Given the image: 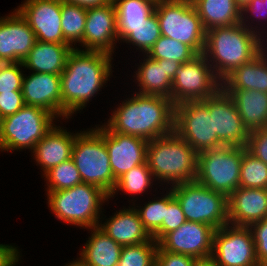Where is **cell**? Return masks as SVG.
<instances>
[{
  "label": "cell",
  "instance_id": "obj_41",
  "mask_svg": "<svg viewBox=\"0 0 267 266\" xmlns=\"http://www.w3.org/2000/svg\"><path fill=\"white\" fill-rule=\"evenodd\" d=\"M248 14H250V15H248ZM252 17L258 18V19L260 17L261 19H264V21L266 22V20H267V18H266L267 17V0H251L243 9H241L240 23L243 24L247 29L252 30L256 34H258L262 38L263 37L262 34L264 32L261 31V33H260L261 29H258L257 28L258 26L253 27V25H252V23H254L253 21H257V20L256 19L252 20ZM246 18L252 22L249 24L248 23L249 21ZM257 30H259V31H257Z\"/></svg>",
  "mask_w": 267,
  "mask_h": 266
},
{
  "label": "cell",
  "instance_id": "obj_31",
  "mask_svg": "<svg viewBox=\"0 0 267 266\" xmlns=\"http://www.w3.org/2000/svg\"><path fill=\"white\" fill-rule=\"evenodd\" d=\"M87 8L75 4L62 3L61 24L63 37L72 48L73 44L82 43Z\"/></svg>",
  "mask_w": 267,
  "mask_h": 266
},
{
  "label": "cell",
  "instance_id": "obj_34",
  "mask_svg": "<svg viewBox=\"0 0 267 266\" xmlns=\"http://www.w3.org/2000/svg\"><path fill=\"white\" fill-rule=\"evenodd\" d=\"M239 187L267 189V165L243 147Z\"/></svg>",
  "mask_w": 267,
  "mask_h": 266
},
{
  "label": "cell",
  "instance_id": "obj_16",
  "mask_svg": "<svg viewBox=\"0 0 267 266\" xmlns=\"http://www.w3.org/2000/svg\"><path fill=\"white\" fill-rule=\"evenodd\" d=\"M118 39L117 13L113 1L99 7L87 8L81 46L83 51H100L112 55Z\"/></svg>",
  "mask_w": 267,
  "mask_h": 266
},
{
  "label": "cell",
  "instance_id": "obj_32",
  "mask_svg": "<svg viewBox=\"0 0 267 266\" xmlns=\"http://www.w3.org/2000/svg\"><path fill=\"white\" fill-rule=\"evenodd\" d=\"M153 179L154 177L147 162L139 164L117 179L116 185L109 195V199L111 197L113 198L119 190L125 191V194L129 195H141L153 185Z\"/></svg>",
  "mask_w": 267,
  "mask_h": 266
},
{
  "label": "cell",
  "instance_id": "obj_24",
  "mask_svg": "<svg viewBox=\"0 0 267 266\" xmlns=\"http://www.w3.org/2000/svg\"><path fill=\"white\" fill-rule=\"evenodd\" d=\"M134 204L129 208L116 211L114 216L98 225L110 238L119 245L129 246L152 240V236L145 229Z\"/></svg>",
  "mask_w": 267,
  "mask_h": 266
},
{
  "label": "cell",
  "instance_id": "obj_49",
  "mask_svg": "<svg viewBox=\"0 0 267 266\" xmlns=\"http://www.w3.org/2000/svg\"><path fill=\"white\" fill-rule=\"evenodd\" d=\"M240 9H243L251 0H234Z\"/></svg>",
  "mask_w": 267,
  "mask_h": 266
},
{
  "label": "cell",
  "instance_id": "obj_12",
  "mask_svg": "<svg viewBox=\"0 0 267 266\" xmlns=\"http://www.w3.org/2000/svg\"><path fill=\"white\" fill-rule=\"evenodd\" d=\"M222 88V80L215 74L203 54L184 62L172 80L171 100L174 105L187 101L205 100Z\"/></svg>",
  "mask_w": 267,
  "mask_h": 266
},
{
  "label": "cell",
  "instance_id": "obj_27",
  "mask_svg": "<svg viewBox=\"0 0 267 266\" xmlns=\"http://www.w3.org/2000/svg\"><path fill=\"white\" fill-rule=\"evenodd\" d=\"M90 229L91 236L81 249L78 259L85 266H116L120 259L122 246L98 226Z\"/></svg>",
  "mask_w": 267,
  "mask_h": 266
},
{
  "label": "cell",
  "instance_id": "obj_36",
  "mask_svg": "<svg viewBox=\"0 0 267 266\" xmlns=\"http://www.w3.org/2000/svg\"><path fill=\"white\" fill-rule=\"evenodd\" d=\"M157 249L158 242L154 239L136 245L123 246L116 266H155Z\"/></svg>",
  "mask_w": 267,
  "mask_h": 266
},
{
  "label": "cell",
  "instance_id": "obj_22",
  "mask_svg": "<svg viewBox=\"0 0 267 266\" xmlns=\"http://www.w3.org/2000/svg\"><path fill=\"white\" fill-rule=\"evenodd\" d=\"M135 71L136 84L140 94L156 95L171 99L172 80L180 62L172 60H153L146 54ZM147 57V58H146ZM146 58V59H145Z\"/></svg>",
  "mask_w": 267,
  "mask_h": 266
},
{
  "label": "cell",
  "instance_id": "obj_13",
  "mask_svg": "<svg viewBox=\"0 0 267 266\" xmlns=\"http://www.w3.org/2000/svg\"><path fill=\"white\" fill-rule=\"evenodd\" d=\"M211 256L217 266H260L249 226L228 223L217 229Z\"/></svg>",
  "mask_w": 267,
  "mask_h": 266
},
{
  "label": "cell",
  "instance_id": "obj_35",
  "mask_svg": "<svg viewBox=\"0 0 267 266\" xmlns=\"http://www.w3.org/2000/svg\"><path fill=\"white\" fill-rule=\"evenodd\" d=\"M161 30L156 14L153 12L143 24L130 27V33L122 40L123 43H132L136 49L147 54L154 43L160 38Z\"/></svg>",
  "mask_w": 267,
  "mask_h": 266
},
{
  "label": "cell",
  "instance_id": "obj_20",
  "mask_svg": "<svg viewBox=\"0 0 267 266\" xmlns=\"http://www.w3.org/2000/svg\"><path fill=\"white\" fill-rule=\"evenodd\" d=\"M21 91L25 105L42 108L61 118L60 75L36 72L24 75Z\"/></svg>",
  "mask_w": 267,
  "mask_h": 266
},
{
  "label": "cell",
  "instance_id": "obj_46",
  "mask_svg": "<svg viewBox=\"0 0 267 266\" xmlns=\"http://www.w3.org/2000/svg\"><path fill=\"white\" fill-rule=\"evenodd\" d=\"M12 245L0 244V266H15L19 262L20 253Z\"/></svg>",
  "mask_w": 267,
  "mask_h": 266
},
{
  "label": "cell",
  "instance_id": "obj_25",
  "mask_svg": "<svg viewBox=\"0 0 267 266\" xmlns=\"http://www.w3.org/2000/svg\"><path fill=\"white\" fill-rule=\"evenodd\" d=\"M69 44L38 41L22 61L23 67L36 73L60 75L73 50Z\"/></svg>",
  "mask_w": 267,
  "mask_h": 266
},
{
  "label": "cell",
  "instance_id": "obj_28",
  "mask_svg": "<svg viewBox=\"0 0 267 266\" xmlns=\"http://www.w3.org/2000/svg\"><path fill=\"white\" fill-rule=\"evenodd\" d=\"M235 102L248 131L267 127V93L256 90H225Z\"/></svg>",
  "mask_w": 267,
  "mask_h": 266
},
{
  "label": "cell",
  "instance_id": "obj_48",
  "mask_svg": "<svg viewBox=\"0 0 267 266\" xmlns=\"http://www.w3.org/2000/svg\"><path fill=\"white\" fill-rule=\"evenodd\" d=\"M190 266H217L212 256L194 258Z\"/></svg>",
  "mask_w": 267,
  "mask_h": 266
},
{
  "label": "cell",
  "instance_id": "obj_7",
  "mask_svg": "<svg viewBox=\"0 0 267 266\" xmlns=\"http://www.w3.org/2000/svg\"><path fill=\"white\" fill-rule=\"evenodd\" d=\"M154 13L162 36L190 46L197 54L203 53L206 30L191 0H158Z\"/></svg>",
  "mask_w": 267,
  "mask_h": 266
},
{
  "label": "cell",
  "instance_id": "obj_19",
  "mask_svg": "<svg viewBox=\"0 0 267 266\" xmlns=\"http://www.w3.org/2000/svg\"><path fill=\"white\" fill-rule=\"evenodd\" d=\"M105 145L110 157V168L117 180L133 167L146 162L148 141L131 135L113 132L106 124Z\"/></svg>",
  "mask_w": 267,
  "mask_h": 266
},
{
  "label": "cell",
  "instance_id": "obj_43",
  "mask_svg": "<svg viewBox=\"0 0 267 266\" xmlns=\"http://www.w3.org/2000/svg\"><path fill=\"white\" fill-rule=\"evenodd\" d=\"M246 149L267 165V127L249 131Z\"/></svg>",
  "mask_w": 267,
  "mask_h": 266
},
{
  "label": "cell",
  "instance_id": "obj_50",
  "mask_svg": "<svg viewBox=\"0 0 267 266\" xmlns=\"http://www.w3.org/2000/svg\"><path fill=\"white\" fill-rule=\"evenodd\" d=\"M65 266H85L78 258Z\"/></svg>",
  "mask_w": 267,
  "mask_h": 266
},
{
  "label": "cell",
  "instance_id": "obj_21",
  "mask_svg": "<svg viewBox=\"0 0 267 266\" xmlns=\"http://www.w3.org/2000/svg\"><path fill=\"white\" fill-rule=\"evenodd\" d=\"M267 217V189L238 187L228 197V223L250 226Z\"/></svg>",
  "mask_w": 267,
  "mask_h": 266
},
{
  "label": "cell",
  "instance_id": "obj_30",
  "mask_svg": "<svg viewBox=\"0 0 267 266\" xmlns=\"http://www.w3.org/2000/svg\"><path fill=\"white\" fill-rule=\"evenodd\" d=\"M117 13L118 39L123 40L129 33L130 27H136L154 12L158 0H111Z\"/></svg>",
  "mask_w": 267,
  "mask_h": 266
},
{
  "label": "cell",
  "instance_id": "obj_44",
  "mask_svg": "<svg viewBox=\"0 0 267 266\" xmlns=\"http://www.w3.org/2000/svg\"><path fill=\"white\" fill-rule=\"evenodd\" d=\"M24 105L22 91L0 93V118L15 114Z\"/></svg>",
  "mask_w": 267,
  "mask_h": 266
},
{
  "label": "cell",
  "instance_id": "obj_2",
  "mask_svg": "<svg viewBox=\"0 0 267 266\" xmlns=\"http://www.w3.org/2000/svg\"><path fill=\"white\" fill-rule=\"evenodd\" d=\"M134 95L124 100L106 122L113 132L150 141L174 131L175 105L170 98Z\"/></svg>",
  "mask_w": 267,
  "mask_h": 266
},
{
  "label": "cell",
  "instance_id": "obj_38",
  "mask_svg": "<svg viewBox=\"0 0 267 266\" xmlns=\"http://www.w3.org/2000/svg\"><path fill=\"white\" fill-rule=\"evenodd\" d=\"M166 192V209L161 228L152 236V238L159 242L167 233L178 229L186 222L185 215L181 209L178 200L174 197L173 192L168 188Z\"/></svg>",
  "mask_w": 267,
  "mask_h": 266
},
{
  "label": "cell",
  "instance_id": "obj_11",
  "mask_svg": "<svg viewBox=\"0 0 267 266\" xmlns=\"http://www.w3.org/2000/svg\"><path fill=\"white\" fill-rule=\"evenodd\" d=\"M174 131L198 154L225 146L214 132L213 114H209L207 98L175 105Z\"/></svg>",
  "mask_w": 267,
  "mask_h": 266
},
{
  "label": "cell",
  "instance_id": "obj_51",
  "mask_svg": "<svg viewBox=\"0 0 267 266\" xmlns=\"http://www.w3.org/2000/svg\"><path fill=\"white\" fill-rule=\"evenodd\" d=\"M3 63H4V62L0 61V70H1V66H2Z\"/></svg>",
  "mask_w": 267,
  "mask_h": 266
},
{
  "label": "cell",
  "instance_id": "obj_15",
  "mask_svg": "<svg viewBox=\"0 0 267 266\" xmlns=\"http://www.w3.org/2000/svg\"><path fill=\"white\" fill-rule=\"evenodd\" d=\"M216 229L208 224L186 221L178 229L167 233L159 242L157 250L189 255L193 258L212 254Z\"/></svg>",
  "mask_w": 267,
  "mask_h": 266
},
{
  "label": "cell",
  "instance_id": "obj_8",
  "mask_svg": "<svg viewBox=\"0 0 267 266\" xmlns=\"http://www.w3.org/2000/svg\"><path fill=\"white\" fill-rule=\"evenodd\" d=\"M56 117L36 106L24 105L15 114L1 119L0 150L34 149L54 127Z\"/></svg>",
  "mask_w": 267,
  "mask_h": 266
},
{
  "label": "cell",
  "instance_id": "obj_26",
  "mask_svg": "<svg viewBox=\"0 0 267 266\" xmlns=\"http://www.w3.org/2000/svg\"><path fill=\"white\" fill-rule=\"evenodd\" d=\"M222 88L224 90H256L267 93V47L250 62L238 66L227 75L222 80Z\"/></svg>",
  "mask_w": 267,
  "mask_h": 266
},
{
  "label": "cell",
  "instance_id": "obj_5",
  "mask_svg": "<svg viewBox=\"0 0 267 266\" xmlns=\"http://www.w3.org/2000/svg\"><path fill=\"white\" fill-rule=\"evenodd\" d=\"M46 194L48 207L57 219L87 229L99 225L101 207L109 199L101 188L86 183Z\"/></svg>",
  "mask_w": 267,
  "mask_h": 266
},
{
  "label": "cell",
  "instance_id": "obj_23",
  "mask_svg": "<svg viewBox=\"0 0 267 266\" xmlns=\"http://www.w3.org/2000/svg\"><path fill=\"white\" fill-rule=\"evenodd\" d=\"M76 134L68 132L61 126L54 127L35 145L32 153L37 165L45 174L52 167L68 161L72 156V148Z\"/></svg>",
  "mask_w": 267,
  "mask_h": 266
},
{
  "label": "cell",
  "instance_id": "obj_1",
  "mask_svg": "<svg viewBox=\"0 0 267 266\" xmlns=\"http://www.w3.org/2000/svg\"><path fill=\"white\" fill-rule=\"evenodd\" d=\"M112 55L100 51L70 52L66 66L60 74L61 117L72 118L82 110L94 95L98 94L112 74Z\"/></svg>",
  "mask_w": 267,
  "mask_h": 266
},
{
  "label": "cell",
  "instance_id": "obj_45",
  "mask_svg": "<svg viewBox=\"0 0 267 266\" xmlns=\"http://www.w3.org/2000/svg\"><path fill=\"white\" fill-rule=\"evenodd\" d=\"M193 257L166 250H157L155 266H190Z\"/></svg>",
  "mask_w": 267,
  "mask_h": 266
},
{
  "label": "cell",
  "instance_id": "obj_10",
  "mask_svg": "<svg viewBox=\"0 0 267 266\" xmlns=\"http://www.w3.org/2000/svg\"><path fill=\"white\" fill-rule=\"evenodd\" d=\"M242 146H223L198 154L196 181L229 197L239 187Z\"/></svg>",
  "mask_w": 267,
  "mask_h": 266
},
{
  "label": "cell",
  "instance_id": "obj_42",
  "mask_svg": "<svg viewBox=\"0 0 267 266\" xmlns=\"http://www.w3.org/2000/svg\"><path fill=\"white\" fill-rule=\"evenodd\" d=\"M249 228L254 238L257 261L259 265L267 266V217L252 223Z\"/></svg>",
  "mask_w": 267,
  "mask_h": 266
},
{
  "label": "cell",
  "instance_id": "obj_40",
  "mask_svg": "<svg viewBox=\"0 0 267 266\" xmlns=\"http://www.w3.org/2000/svg\"><path fill=\"white\" fill-rule=\"evenodd\" d=\"M19 63H3L0 70V93L21 91L24 74Z\"/></svg>",
  "mask_w": 267,
  "mask_h": 266
},
{
  "label": "cell",
  "instance_id": "obj_33",
  "mask_svg": "<svg viewBox=\"0 0 267 266\" xmlns=\"http://www.w3.org/2000/svg\"><path fill=\"white\" fill-rule=\"evenodd\" d=\"M146 55L153 60L165 59L182 64L192 60L198 54L190 46L161 35Z\"/></svg>",
  "mask_w": 267,
  "mask_h": 266
},
{
  "label": "cell",
  "instance_id": "obj_3",
  "mask_svg": "<svg viewBox=\"0 0 267 266\" xmlns=\"http://www.w3.org/2000/svg\"><path fill=\"white\" fill-rule=\"evenodd\" d=\"M264 42L258 34L241 23L216 27L206 31L202 54L215 74L223 80L235 68L256 57L265 48Z\"/></svg>",
  "mask_w": 267,
  "mask_h": 266
},
{
  "label": "cell",
  "instance_id": "obj_14",
  "mask_svg": "<svg viewBox=\"0 0 267 266\" xmlns=\"http://www.w3.org/2000/svg\"><path fill=\"white\" fill-rule=\"evenodd\" d=\"M207 108L209 114H213L214 132L225 146H247L249 131L243 125L235 102L223 88L207 98Z\"/></svg>",
  "mask_w": 267,
  "mask_h": 266
},
{
  "label": "cell",
  "instance_id": "obj_37",
  "mask_svg": "<svg viewBox=\"0 0 267 266\" xmlns=\"http://www.w3.org/2000/svg\"><path fill=\"white\" fill-rule=\"evenodd\" d=\"M43 176L47 181L46 191L68 189L82 183L80 173L72 159L52 167Z\"/></svg>",
  "mask_w": 267,
  "mask_h": 266
},
{
  "label": "cell",
  "instance_id": "obj_18",
  "mask_svg": "<svg viewBox=\"0 0 267 266\" xmlns=\"http://www.w3.org/2000/svg\"><path fill=\"white\" fill-rule=\"evenodd\" d=\"M36 42L34 31L17 9L0 17V61L22 62Z\"/></svg>",
  "mask_w": 267,
  "mask_h": 266
},
{
  "label": "cell",
  "instance_id": "obj_39",
  "mask_svg": "<svg viewBox=\"0 0 267 266\" xmlns=\"http://www.w3.org/2000/svg\"><path fill=\"white\" fill-rule=\"evenodd\" d=\"M157 199L148 201L142 208L135 207L145 229L151 236L161 228L166 209V194Z\"/></svg>",
  "mask_w": 267,
  "mask_h": 266
},
{
  "label": "cell",
  "instance_id": "obj_29",
  "mask_svg": "<svg viewBox=\"0 0 267 266\" xmlns=\"http://www.w3.org/2000/svg\"><path fill=\"white\" fill-rule=\"evenodd\" d=\"M204 29L232 26L240 23L241 9L234 0H191Z\"/></svg>",
  "mask_w": 267,
  "mask_h": 266
},
{
  "label": "cell",
  "instance_id": "obj_6",
  "mask_svg": "<svg viewBox=\"0 0 267 266\" xmlns=\"http://www.w3.org/2000/svg\"><path fill=\"white\" fill-rule=\"evenodd\" d=\"M99 126L76 133L71 159L80 173L82 183L97 186L109 196L117 180L110 168L105 127Z\"/></svg>",
  "mask_w": 267,
  "mask_h": 266
},
{
  "label": "cell",
  "instance_id": "obj_47",
  "mask_svg": "<svg viewBox=\"0 0 267 266\" xmlns=\"http://www.w3.org/2000/svg\"><path fill=\"white\" fill-rule=\"evenodd\" d=\"M62 3L75 4L80 7L90 8L108 4L111 0H60Z\"/></svg>",
  "mask_w": 267,
  "mask_h": 266
},
{
  "label": "cell",
  "instance_id": "obj_17",
  "mask_svg": "<svg viewBox=\"0 0 267 266\" xmlns=\"http://www.w3.org/2000/svg\"><path fill=\"white\" fill-rule=\"evenodd\" d=\"M17 10L41 42L67 44L61 24L60 0H24Z\"/></svg>",
  "mask_w": 267,
  "mask_h": 266
},
{
  "label": "cell",
  "instance_id": "obj_9",
  "mask_svg": "<svg viewBox=\"0 0 267 266\" xmlns=\"http://www.w3.org/2000/svg\"><path fill=\"white\" fill-rule=\"evenodd\" d=\"M171 187L186 221L208 224L216 230L228 224V197L224 194L215 192L197 181Z\"/></svg>",
  "mask_w": 267,
  "mask_h": 266
},
{
  "label": "cell",
  "instance_id": "obj_4",
  "mask_svg": "<svg viewBox=\"0 0 267 266\" xmlns=\"http://www.w3.org/2000/svg\"><path fill=\"white\" fill-rule=\"evenodd\" d=\"M146 162L155 181L171 186L196 181L198 153L175 131L148 141Z\"/></svg>",
  "mask_w": 267,
  "mask_h": 266
}]
</instances>
